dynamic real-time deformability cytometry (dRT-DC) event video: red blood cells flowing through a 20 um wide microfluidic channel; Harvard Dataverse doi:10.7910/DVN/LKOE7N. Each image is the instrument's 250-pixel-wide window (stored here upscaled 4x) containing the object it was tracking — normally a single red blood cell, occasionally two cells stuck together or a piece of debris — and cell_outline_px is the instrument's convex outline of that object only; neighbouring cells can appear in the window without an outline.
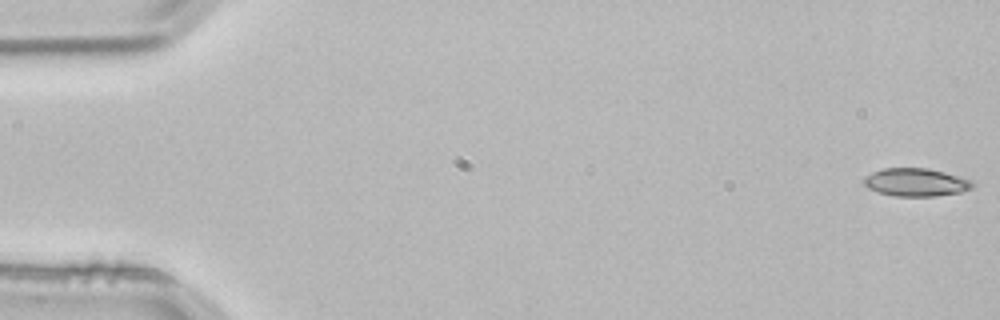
{"species": "common noctule bat (a hibernating species)", "species_latin": "Nyctalus noctula", "temperature_condition": "room temperature", "stored_images_in_passage": 4, "camera_frame_rate_fps": 3000, "um_per_image_px": 0.085, "animal": {"sex": "male", "body_mass_g": 21.5, "forearm_length_mm": 52.0}, "frame": {"image": 1, "passage_image": 1, "time_ms": 0.0, "image_size_px": [1000, 320], "cell_outline_px": [[972, 188], [960, 192], [936, 196], [896, 196], [880, 192], [868, 188], [864, 184], [864, 176], [872, 172], [884, 168], [928, 168], [944, 172], [972, 180]], "centroid_in_image_um": [77.84, 15.49], "position_along_channel_um": 7.2, "area_um2": 17.57}}